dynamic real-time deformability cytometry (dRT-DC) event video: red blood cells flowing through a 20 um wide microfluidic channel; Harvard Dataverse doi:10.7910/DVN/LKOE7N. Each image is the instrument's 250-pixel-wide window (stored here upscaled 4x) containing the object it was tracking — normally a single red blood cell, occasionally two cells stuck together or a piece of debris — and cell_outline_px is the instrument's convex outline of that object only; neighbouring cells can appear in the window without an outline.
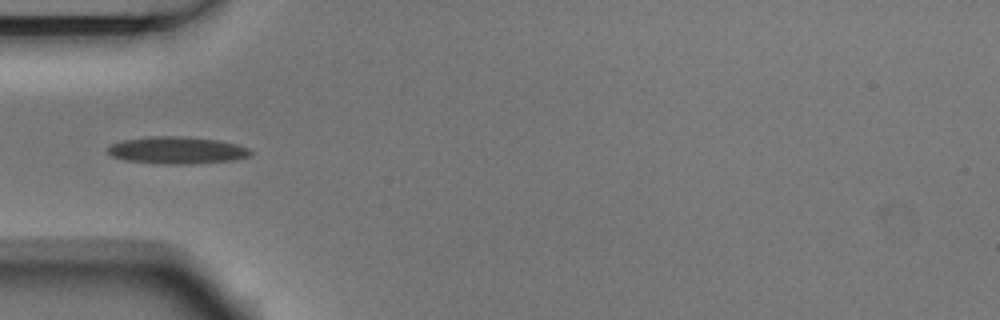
{"species": "Egyptian fruit bat (a non-hibernating species)", "species_latin": "Rousettus aegyptiacus", "temperature_condition": "room temperature", "stored_images_in_passage": 6, "camera_frame_rate_fps": 3000, "um_per_image_px": 0.085, "animal": {"sex": "male"}, "frame": {"image": 1, "passage_image": 4, "time_ms": 1.0, "image_size_px": [1000, 320], "cell_outline_px": [[252, 152], [248, 156], [236, 160], [192, 164], [164, 164], [124, 160], [112, 156], [104, 148], [112, 144], [124, 140], [152, 136], [180, 136], [216, 140], [236, 144], [248, 148]], "centroid_in_image_um": [15.02, 12.78], "position_along_channel_um": 70.0, "area_um2": 22.54}}
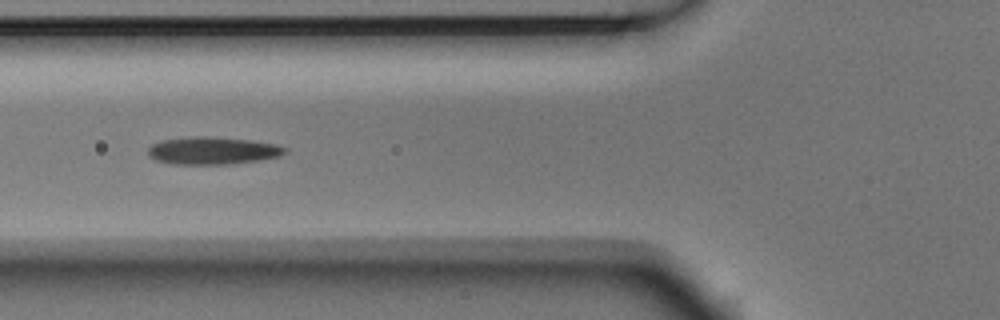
{"frame": {"image": 2, "passage_image": 5, "time_ms": 1.333, "image_size_px": [1000, 320], "cell_outline_px": [[288, 152], [280, 156], [260, 160], [232, 164], [172, 164], [156, 160], [148, 156], [148, 148], [152, 144], [160, 140], [192, 136], [212, 136], [252, 140], [276, 144], [288, 148]], "centroid_in_image_um": [18.09, 12.8], "position_along_channel_um": 107.7, "area_um2": 22.31}}
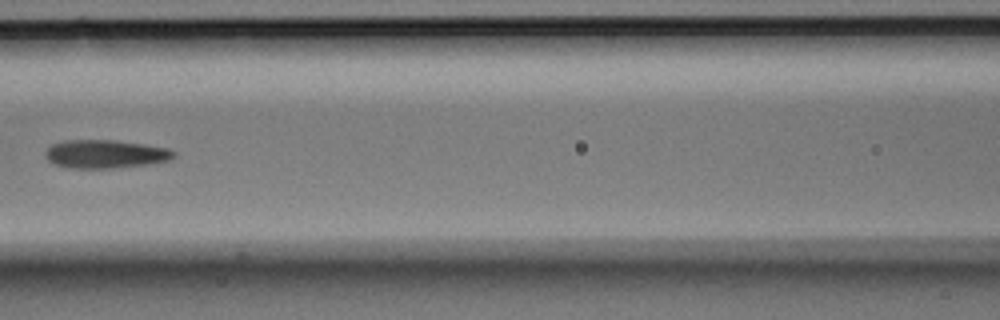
{"frame": {"image": 3, "passage_image": 6, "time_ms": 1.667, "image_size_px": [1000, 320], "cell_outline_px": [[176, 156], [172, 160], [148, 164], [112, 168], [68, 168], [56, 164], [48, 160], [44, 156], [44, 152], [52, 144], [64, 140], [116, 140], [144, 144], [168, 148], [176, 152]], "centroid_in_image_um": [8.97, 13.09], "position_along_channel_um": 157.6, "area_um2": 21.39}}